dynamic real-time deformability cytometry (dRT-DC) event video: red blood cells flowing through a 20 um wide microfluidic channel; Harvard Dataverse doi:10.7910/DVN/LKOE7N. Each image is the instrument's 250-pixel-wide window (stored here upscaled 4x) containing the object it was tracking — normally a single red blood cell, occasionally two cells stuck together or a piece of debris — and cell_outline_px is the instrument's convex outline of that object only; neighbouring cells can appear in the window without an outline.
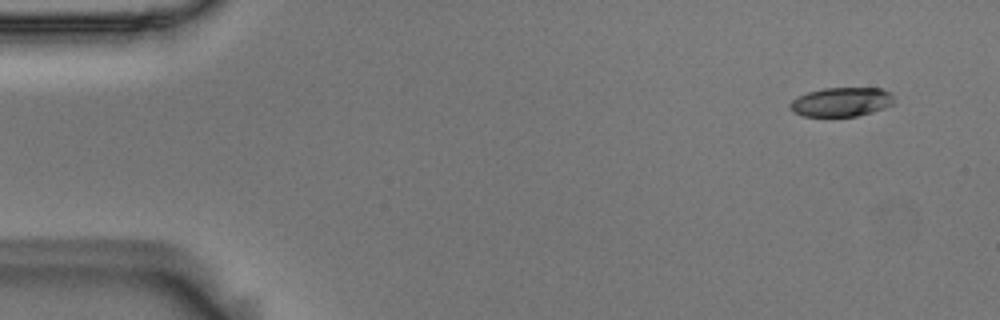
{"species": "Egyptian fruit bat (a non-hibernating species)", "species_latin": "Rousettus aegyptiacus", "temperature_condition": "room temperature", "stored_images_in_passage": 5, "camera_frame_rate_fps": 3000, "um_per_image_px": 0.085, "animal": {"sex": "male"}, "frame": {"image": 1, "passage_image": 1, "time_ms": 0.0, "image_size_px": [1000, 320], "cell_outline_px": [[892, 104], [884, 108], [872, 112], [856, 116], [804, 116], [792, 112], [788, 104], [792, 100], [808, 92], [824, 88], [884, 88], [892, 92]], "centroid_in_image_um": [71.52, 8.66], "position_along_channel_um": 13.5, "area_um2": 17.63}}
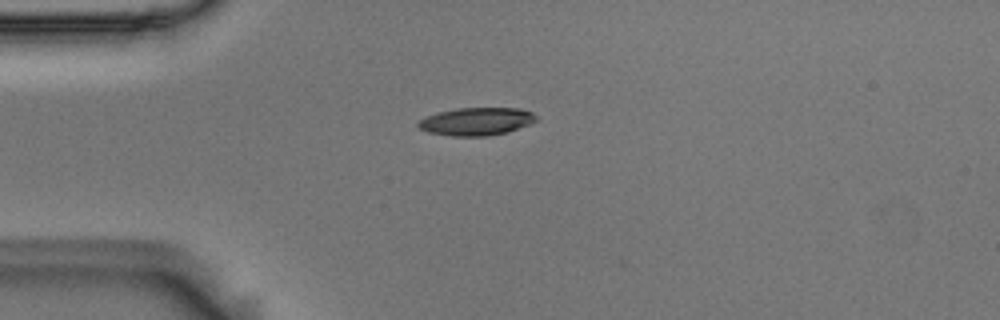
{"frame": {"image": 2, "passage_image": 4, "time_ms": 1.0, "image_size_px": [1000, 320], "cell_outline_px": [[540, 120], [532, 124], [508, 132], [488, 136], [452, 136], [428, 132], [420, 128], [416, 124], [424, 116], [436, 112], [456, 108], [520, 108], [532, 112]], "centroid_in_image_um": [40.53, 10.32], "position_along_channel_um": 44.5, "area_um2": 19.48}}
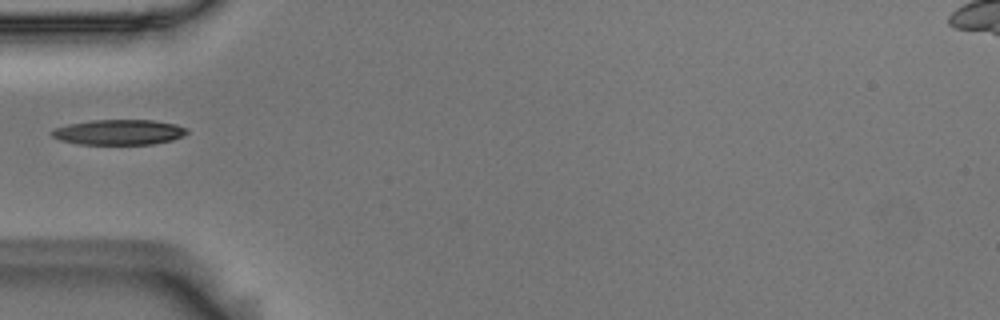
{"frame": {"image": 3, "passage_image": 5, "time_ms": 1.333, "image_size_px": [1000, 320], "cell_outline_px": [[188, 132], [184, 136], [172, 140], [152, 144], [80, 144], [60, 140], [52, 136], [48, 132], [56, 128], [68, 124], [92, 120], [152, 120], [176, 124], [188, 128]], "centroid_in_image_um": [10.13, 11.23], "position_along_channel_um": 74.9, "area_um2": 19.94}}